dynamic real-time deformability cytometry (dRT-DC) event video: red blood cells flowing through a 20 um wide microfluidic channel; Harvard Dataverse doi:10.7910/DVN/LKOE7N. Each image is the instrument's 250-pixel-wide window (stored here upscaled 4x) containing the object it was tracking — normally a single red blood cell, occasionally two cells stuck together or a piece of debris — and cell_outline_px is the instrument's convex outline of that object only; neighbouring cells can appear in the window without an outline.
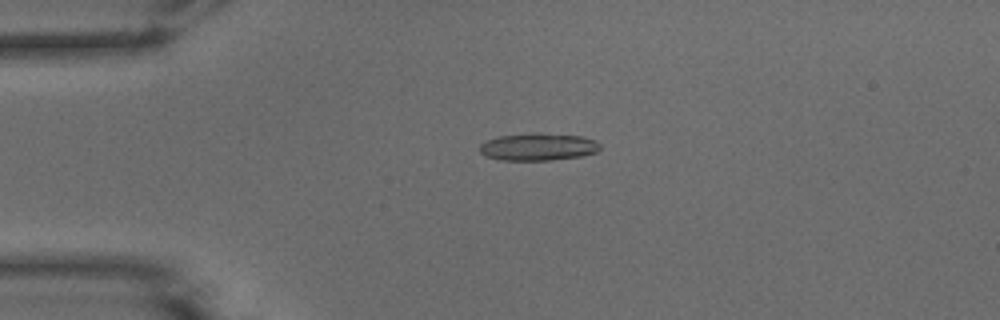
{"species": "common noctule bat (a hibernating species)", "species_latin": "Nyctalus noctula", "temperature_condition": "warm", "stored_images_in_passage": 43, "camera_frame_rate_fps": 3000, "um_per_image_px": 0.085, "animal": {"sex": "male", "body_mass_g": 15.6}, "frame": {"image": 1, "passage_image": 4, "time_ms": 1.0, "image_size_px": [1000, 320], "cell_outline_px": [[600, 148], [596, 152], [580, 156], [552, 160], [500, 160], [484, 156], [480, 152], [480, 144], [488, 140], [500, 136], [532, 132], [580, 136], [592, 140], [600, 144]], "centroid_in_image_um": [45.7, 12.48], "position_along_channel_um": 39.3, "area_um2": 19.13}}
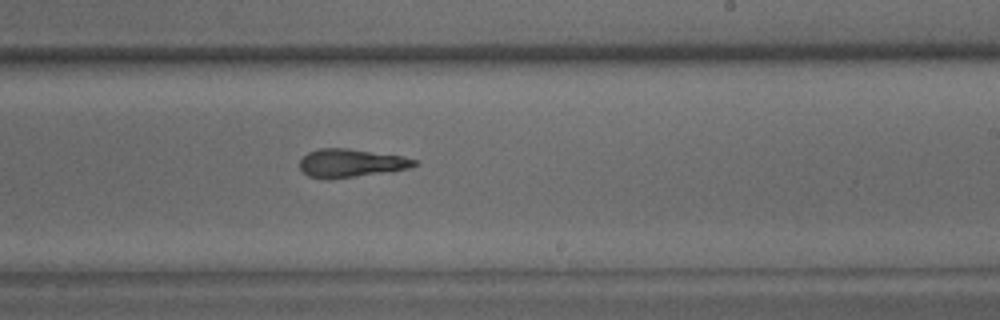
{"frame": {"image": 2, "passage_image": 23, "time_ms": 7.333, "image_size_px": [1000, 320], "cell_outline_px": [[420, 164], [408, 168], [328, 180], [308, 176], [300, 168], [300, 160], [308, 152], [320, 148], [348, 148], [400, 156], [416, 160]], "centroid_in_image_um": [29.78, 13.86], "position_along_channel_um": 259.2, "area_um2": 18.61}}
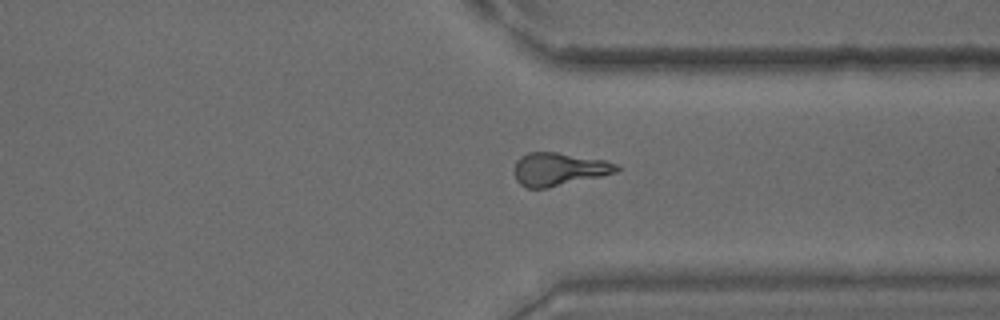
{"frame": {"image": 3, "passage_image": 31, "time_ms": 10.0, "image_size_px": [1000, 320], "cell_outline_px": [[620, 168], [616, 172], [600, 176], [548, 188], [528, 188], [520, 184], [516, 180], [512, 172], [516, 160], [520, 156], [528, 152], [556, 152], [604, 160], [616, 164]], "centroid_in_image_um": [47.43, 14.38], "position_along_channel_um": 364.0, "area_um2": 19.71}, "authors_computed_cell_mechanics": {"area_um2": 19.074, "velocity_mm_per_s": 3.9345, "shape_relaxation_time_tau1_ms": 10.474, "shape_relaxation_time_tau2_ms": 3.1741, "deformation_change_tau1": 0.3493, "deformation_change_tau2": 0.1512}}